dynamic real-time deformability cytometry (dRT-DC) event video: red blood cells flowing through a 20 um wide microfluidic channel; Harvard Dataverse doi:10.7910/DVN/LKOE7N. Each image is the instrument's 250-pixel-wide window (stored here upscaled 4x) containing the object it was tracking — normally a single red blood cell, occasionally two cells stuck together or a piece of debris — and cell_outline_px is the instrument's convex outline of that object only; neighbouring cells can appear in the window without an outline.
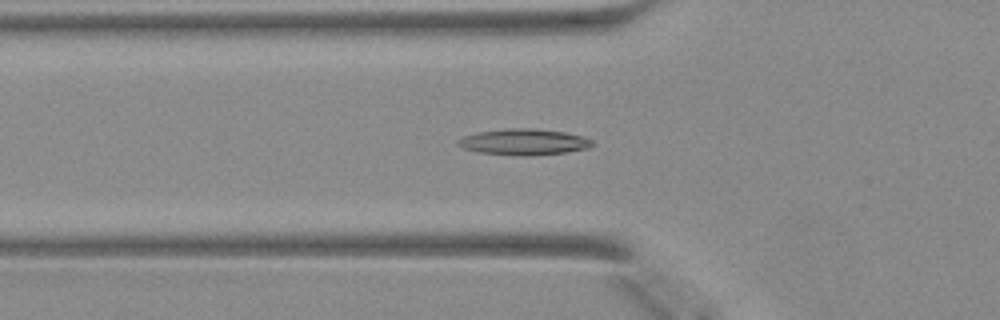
{"species": "Egyptian fruit bat (a non-hibernating species)", "species_latin": "Rousettus aegyptiacus", "temperature_condition": "warm", "stored_images_in_passage": 47, "camera_frame_rate_fps": 3000, "um_per_image_px": 0.085, "animal": {"sex": "female"}, "frame": {"image": 1, "passage_image": 16, "time_ms": 5.0, "image_size_px": [1000, 320], "cell_outline_px": [[592, 144], [588, 148], [564, 152], [532, 156], [516, 156], [480, 152], [464, 148], [456, 144], [456, 140], [464, 136], [476, 132], [504, 128], [536, 128], [564, 132], [580, 136], [592, 140]], "centroid_in_image_um": [44.47, 12.06], "position_along_channel_um": 81.3, "area_um2": 20.46}}
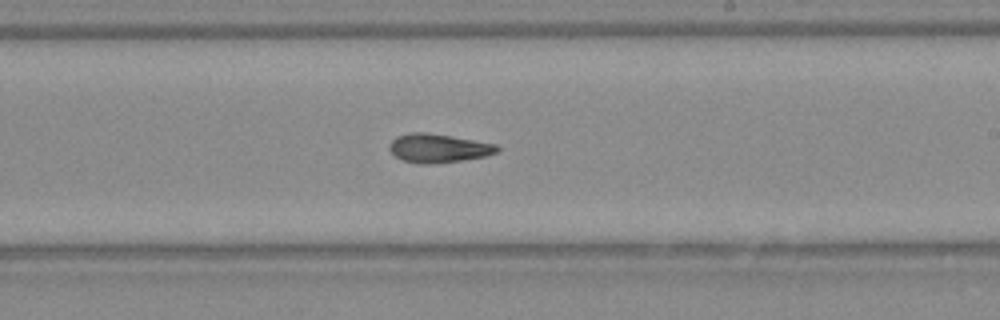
{"frame": {"image": 2, "passage_image": 28, "time_ms": 9.0, "image_size_px": [1000, 320], "cell_outline_px": [[500, 148], [496, 152], [484, 156], [460, 160], [428, 164], [420, 164], [400, 160], [388, 148], [388, 144], [396, 136], [412, 132], [424, 132], [496, 144]], "centroid_in_image_um": [37.19, 12.6], "position_along_channel_um": 251.8, "area_um2": 17.74}}
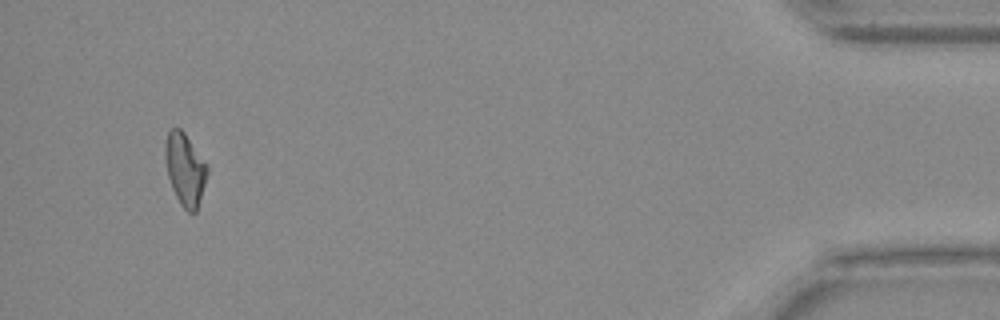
{"frame": {"image": 3, "passage_image": 45, "time_ms": 14.667, "image_size_px": [1000, 320], "cell_outline_px": [[208, 172], [196, 212], [188, 212], [180, 204], [172, 188], [168, 176], [164, 156], [164, 148], [168, 132], [172, 128], [180, 128], [184, 132], [208, 164]], "centroid_in_image_um": [15.73, 14.37], "position_along_channel_um": 419.5, "area_um2": 17.69}}